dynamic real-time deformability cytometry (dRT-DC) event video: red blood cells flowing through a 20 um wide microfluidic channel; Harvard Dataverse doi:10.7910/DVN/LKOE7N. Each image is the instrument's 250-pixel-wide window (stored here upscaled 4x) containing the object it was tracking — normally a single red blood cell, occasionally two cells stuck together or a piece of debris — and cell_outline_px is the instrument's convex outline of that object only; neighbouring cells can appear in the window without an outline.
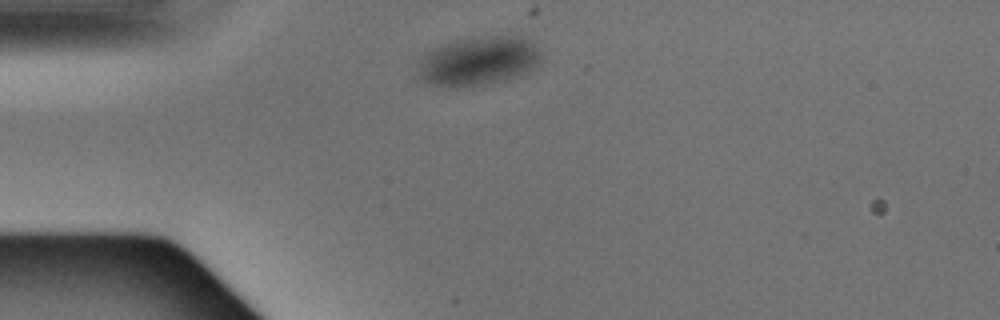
{"species": "Egyptian fruit bat (a non-hibernating species)", "species_latin": "Rousettus aegyptiacus", "temperature_condition": "warm", "stored_images_in_passage": 2, "camera_frame_rate_fps": 3000, "um_per_image_px": 0.085, "animal": {"sex": "male"}, "frame": {"image": 1, "passage_image": 1, "time_ms": 0.0, "image_size_px": [1000, 320], "cell_outline_px": [[540, 60], [536, 68], [528, 72], [504, 80], [484, 84], [456, 88], [436, 84], [424, 80], [420, 76], [420, 60], [432, 48], [456, 40], [488, 36], [528, 36], [536, 44], [540, 52]], "centroid_in_image_um": [40.76, 5.16], "position_along_channel_um": 44.2, "area_um2": 34.91}}